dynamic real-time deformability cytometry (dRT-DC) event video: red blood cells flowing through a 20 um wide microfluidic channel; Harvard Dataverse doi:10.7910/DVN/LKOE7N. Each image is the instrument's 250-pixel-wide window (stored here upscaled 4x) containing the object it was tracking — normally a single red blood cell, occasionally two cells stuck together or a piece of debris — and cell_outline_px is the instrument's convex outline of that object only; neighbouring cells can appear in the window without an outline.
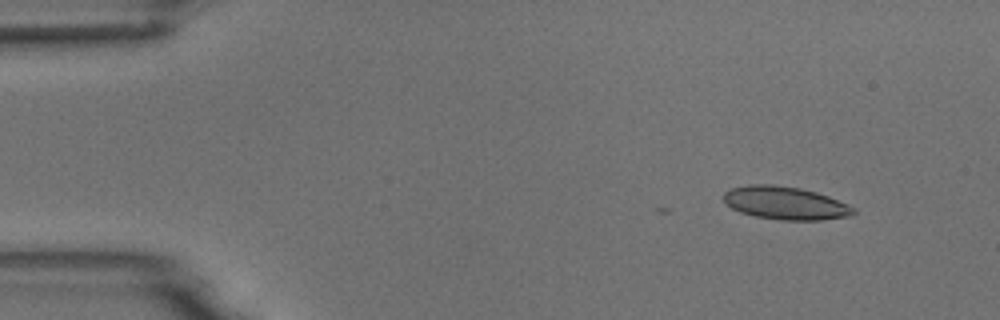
{"species": "common noctule bat (a hibernating species)", "species_latin": "Nyctalus noctula", "temperature_condition": "room temperature", "stored_images_in_passage": 4, "camera_frame_rate_fps": 3000, "um_per_image_px": 0.085, "animal": {"sex": "male", "body_mass_g": 18.8}, "frame": {"image": 1, "passage_image": 1, "time_ms": 0.0, "image_size_px": [1000, 320], "cell_outline_px": [[856, 212], [852, 216], [820, 220], [780, 220], [756, 216], [740, 212], [732, 208], [724, 200], [724, 192], [732, 188], [748, 184], [772, 184], [800, 188], [816, 192], [828, 196], [848, 204], [856, 208]], "centroid_in_image_um": [66.79, 17.26], "position_along_channel_um": 18.2, "area_um2": 25.03}}
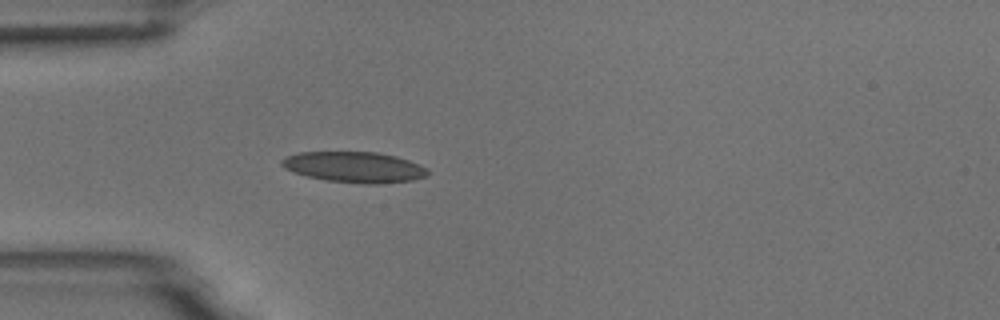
{"frame": {"image": 2, "passage_image": 4, "time_ms": 3.333, "image_size_px": [1000, 320], "cell_outline_px": [[428, 176], [412, 180], [380, 184], [364, 184], [324, 180], [308, 176], [284, 168], [280, 164], [280, 160], [284, 156], [300, 152], [376, 152], [396, 156], [420, 164], [428, 168]], "centroid_in_image_um": [30.13, 14.2], "position_along_channel_um": 54.9, "area_um2": 26.3}}